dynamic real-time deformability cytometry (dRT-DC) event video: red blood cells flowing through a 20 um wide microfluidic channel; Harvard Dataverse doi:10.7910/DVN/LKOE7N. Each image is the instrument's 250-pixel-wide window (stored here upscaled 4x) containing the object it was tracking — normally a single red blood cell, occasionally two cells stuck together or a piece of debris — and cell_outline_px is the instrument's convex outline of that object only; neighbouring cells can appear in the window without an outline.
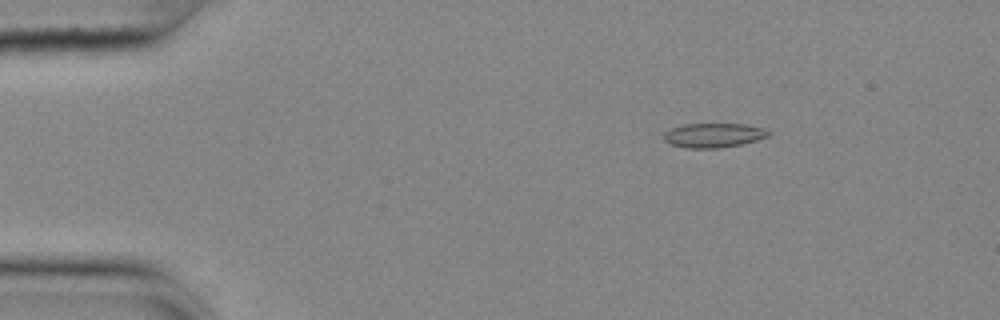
{"species": "common noctule bat (a hibernating species)", "species_latin": "Nyctalus noctula", "temperature_condition": "cold", "stored_images_in_passage": 56, "camera_frame_rate_fps": 3000, "um_per_image_px": 0.085, "animal": {"sex": "female", "body_mass_g": 25.1}, "frame": {"image": 1, "passage_image": 9, "time_ms": 2.667, "image_size_px": [1000, 320], "cell_outline_px": [[772, 132], [768, 136], [756, 140], [740, 144], [716, 148], [688, 148], [672, 144], [664, 140], [664, 132], [672, 128], [684, 124], [744, 124], [764, 128]], "centroid_in_image_um": [60.67, 11.49], "position_along_channel_um": 24.3, "area_um2": 14.68}}
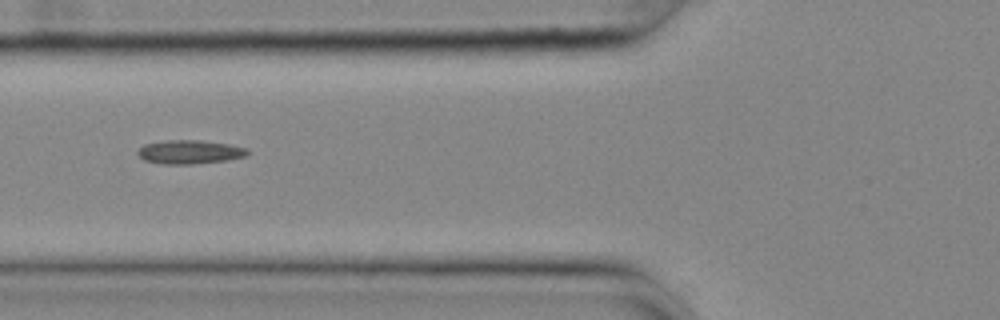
{"frame": {"image": 2, "passage_image": 22, "time_ms": 7.0, "image_size_px": [1000, 320], "cell_outline_px": [[248, 156], [228, 160], [192, 164], [164, 164], [144, 160], [136, 152], [144, 144], [168, 140], [200, 140], [228, 144], [248, 148]], "centroid_in_image_um": [16.15, 12.92], "position_along_channel_um": 109.7, "area_um2": 15.2}}
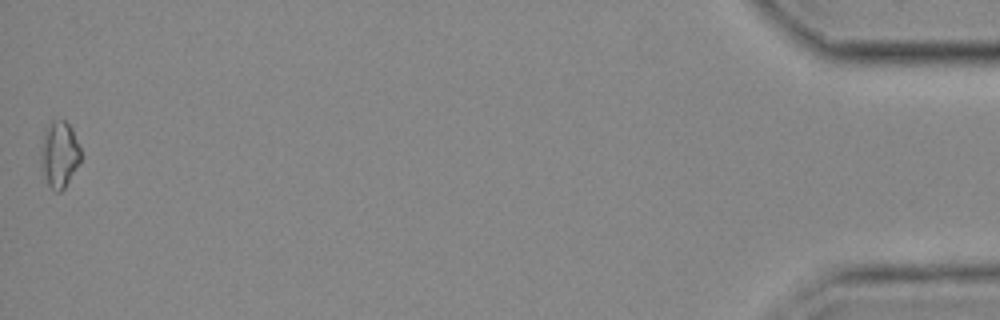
{"frame": {"image": 3, "passage_image": 56, "time_ms": 18.333, "image_size_px": [1000, 320], "cell_outline_px": [[80, 160], [64, 188], [60, 192], [56, 192], [48, 184], [40, 160], [40, 148], [44, 128], [52, 120], [64, 120], [72, 128], [80, 148]], "centroid_in_image_um": [5.02, 13.07], "position_along_channel_um": 430.2, "area_um2": 15.26}}